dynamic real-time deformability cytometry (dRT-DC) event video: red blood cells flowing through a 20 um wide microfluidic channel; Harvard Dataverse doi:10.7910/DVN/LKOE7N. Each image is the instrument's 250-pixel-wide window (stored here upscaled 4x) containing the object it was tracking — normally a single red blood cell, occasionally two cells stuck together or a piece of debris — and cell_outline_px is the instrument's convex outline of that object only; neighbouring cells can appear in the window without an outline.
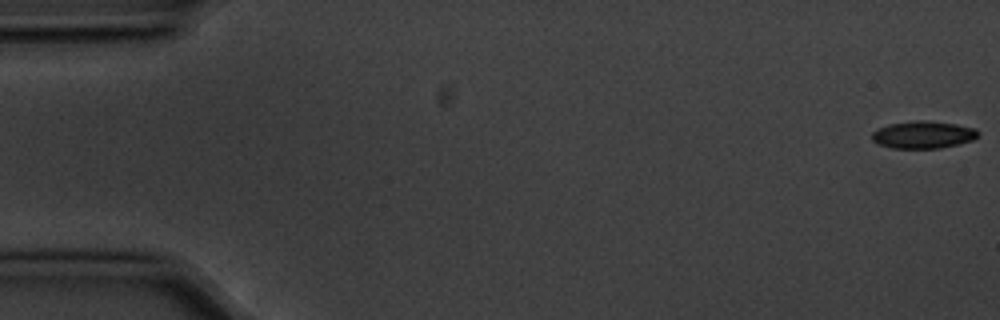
{"species": "common noctule bat (a hibernating species)", "species_latin": "Nyctalus noctula", "temperature_condition": "cold", "stored_images_in_passage": 13, "camera_frame_rate_fps": 3000, "um_per_image_px": 0.085, "animal": {"sex": "male", "body_mass_g": 20.1, "forearm_length_mm": 53.5}, "frame": {"image": 1, "passage_image": 1, "time_ms": 0.0, "image_size_px": [1000, 320], "cell_outline_px": [[980, 132], [972, 140], [940, 148], [892, 148], [876, 144], [872, 140], [872, 132], [888, 124], [916, 120], [924, 120], [956, 124], [976, 128]], "centroid_in_image_um": [78.45, 11.45], "position_along_channel_um": 6.6, "area_um2": 16.88}}
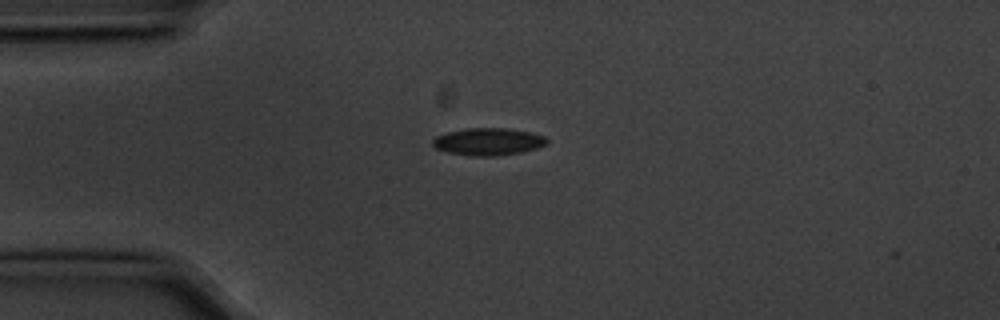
{"frame": {"image": 2, "passage_image": 4, "time_ms": 1.0, "image_size_px": [1000, 320], "cell_outline_px": [[548, 144], [536, 148], [520, 152], [496, 156], [472, 156], [448, 152], [436, 148], [432, 144], [432, 140], [436, 136], [448, 132], [464, 128], [508, 128], [528, 132], [544, 136], [548, 140]], "centroid_in_image_um": [41.49, 12.04], "position_along_channel_um": 43.5, "area_um2": 18.09}}
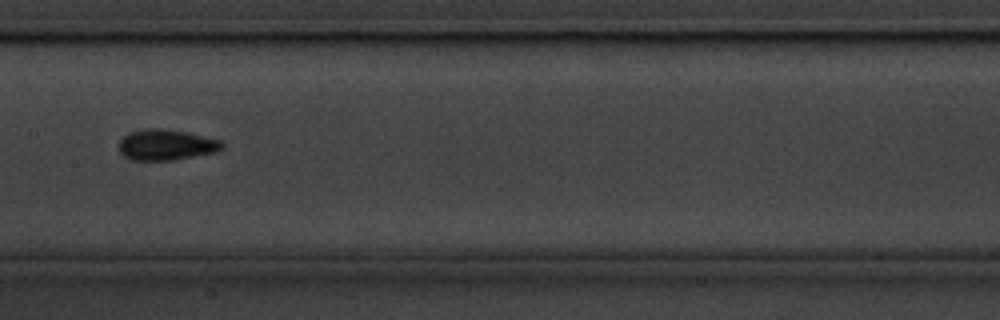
{"frame": {"image": 3, "passage_image": 8, "time_ms": 2.333, "image_size_px": [1000, 320], "cell_outline_px": [[224, 148], [216, 152], [172, 160], [132, 160], [124, 156], [120, 152], [120, 140], [128, 132], [144, 128], [160, 128], [188, 132], [220, 140], [224, 144]], "centroid_in_image_um": [14.13, 12.3], "position_along_channel_um": 193.3, "area_um2": 18.55}}